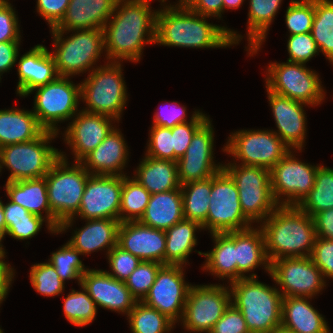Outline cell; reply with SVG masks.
Listing matches in <instances>:
<instances>
[{"label": "cell", "mask_w": 333, "mask_h": 333, "mask_svg": "<svg viewBox=\"0 0 333 333\" xmlns=\"http://www.w3.org/2000/svg\"><path fill=\"white\" fill-rule=\"evenodd\" d=\"M175 6L157 11L154 43L190 48H218L239 43L240 35L224 26L207 23L206 16L191 11L181 0Z\"/></svg>", "instance_id": "6da1fadb"}, {"label": "cell", "mask_w": 333, "mask_h": 333, "mask_svg": "<svg viewBox=\"0 0 333 333\" xmlns=\"http://www.w3.org/2000/svg\"><path fill=\"white\" fill-rule=\"evenodd\" d=\"M149 6V0L116 3L112 20L103 28L107 59L138 62L143 45L154 43L157 11Z\"/></svg>", "instance_id": "7a4b0ae2"}, {"label": "cell", "mask_w": 333, "mask_h": 333, "mask_svg": "<svg viewBox=\"0 0 333 333\" xmlns=\"http://www.w3.org/2000/svg\"><path fill=\"white\" fill-rule=\"evenodd\" d=\"M261 230L270 264L277 259L310 257L312 254L316 240L314 220L298 206L279 205L263 221Z\"/></svg>", "instance_id": "3957f363"}, {"label": "cell", "mask_w": 333, "mask_h": 333, "mask_svg": "<svg viewBox=\"0 0 333 333\" xmlns=\"http://www.w3.org/2000/svg\"><path fill=\"white\" fill-rule=\"evenodd\" d=\"M256 274L231 284V301L244 316L250 333H271L281 326L282 294L256 280Z\"/></svg>", "instance_id": "277c9868"}, {"label": "cell", "mask_w": 333, "mask_h": 333, "mask_svg": "<svg viewBox=\"0 0 333 333\" xmlns=\"http://www.w3.org/2000/svg\"><path fill=\"white\" fill-rule=\"evenodd\" d=\"M62 152L45 175L51 212L54 214V229L57 233L66 230L78 213L81 199L90 175L80 162L67 167Z\"/></svg>", "instance_id": "5b68a950"}, {"label": "cell", "mask_w": 333, "mask_h": 333, "mask_svg": "<svg viewBox=\"0 0 333 333\" xmlns=\"http://www.w3.org/2000/svg\"><path fill=\"white\" fill-rule=\"evenodd\" d=\"M57 133L45 130L38 138L25 142L9 144L0 148V171L3 166L11 171L7 182L44 177L60 152L47 145Z\"/></svg>", "instance_id": "8992f818"}, {"label": "cell", "mask_w": 333, "mask_h": 333, "mask_svg": "<svg viewBox=\"0 0 333 333\" xmlns=\"http://www.w3.org/2000/svg\"><path fill=\"white\" fill-rule=\"evenodd\" d=\"M124 83L118 61L93 69L80 84V98L88 105L87 109L82 111L119 120L127 101Z\"/></svg>", "instance_id": "52a82bcc"}, {"label": "cell", "mask_w": 333, "mask_h": 333, "mask_svg": "<svg viewBox=\"0 0 333 333\" xmlns=\"http://www.w3.org/2000/svg\"><path fill=\"white\" fill-rule=\"evenodd\" d=\"M65 32L52 30L55 61L58 76L69 77L89 69L105 49L102 29L76 30L73 36L62 39ZM57 50V51H56Z\"/></svg>", "instance_id": "ba28073f"}, {"label": "cell", "mask_w": 333, "mask_h": 333, "mask_svg": "<svg viewBox=\"0 0 333 333\" xmlns=\"http://www.w3.org/2000/svg\"><path fill=\"white\" fill-rule=\"evenodd\" d=\"M223 169L235 181L241 209L253 222L265 220L279 205L272 193L270 170L260 166L234 164Z\"/></svg>", "instance_id": "9c48e42d"}, {"label": "cell", "mask_w": 333, "mask_h": 333, "mask_svg": "<svg viewBox=\"0 0 333 333\" xmlns=\"http://www.w3.org/2000/svg\"><path fill=\"white\" fill-rule=\"evenodd\" d=\"M204 229L210 233L246 230L251 222L243 213L238 189L231 176L222 169L211 177V194Z\"/></svg>", "instance_id": "30bf717a"}, {"label": "cell", "mask_w": 333, "mask_h": 333, "mask_svg": "<svg viewBox=\"0 0 333 333\" xmlns=\"http://www.w3.org/2000/svg\"><path fill=\"white\" fill-rule=\"evenodd\" d=\"M266 86L269 91L307 105H318L324 99L318 75L303 63H271Z\"/></svg>", "instance_id": "8fae6325"}, {"label": "cell", "mask_w": 333, "mask_h": 333, "mask_svg": "<svg viewBox=\"0 0 333 333\" xmlns=\"http://www.w3.org/2000/svg\"><path fill=\"white\" fill-rule=\"evenodd\" d=\"M223 151L234 155L242 165L271 170L289 151L274 131L242 130L230 135Z\"/></svg>", "instance_id": "7c38bea8"}, {"label": "cell", "mask_w": 333, "mask_h": 333, "mask_svg": "<svg viewBox=\"0 0 333 333\" xmlns=\"http://www.w3.org/2000/svg\"><path fill=\"white\" fill-rule=\"evenodd\" d=\"M33 90H37L33 113L45 130L57 133V122L76 115L78 100L81 99L80 85L75 86L68 77L58 76L54 81Z\"/></svg>", "instance_id": "4fadbf2b"}, {"label": "cell", "mask_w": 333, "mask_h": 333, "mask_svg": "<svg viewBox=\"0 0 333 333\" xmlns=\"http://www.w3.org/2000/svg\"><path fill=\"white\" fill-rule=\"evenodd\" d=\"M231 292L222 285L191 286L182 316L192 332L209 333L231 304Z\"/></svg>", "instance_id": "5bb4252c"}, {"label": "cell", "mask_w": 333, "mask_h": 333, "mask_svg": "<svg viewBox=\"0 0 333 333\" xmlns=\"http://www.w3.org/2000/svg\"><path fill=\"white\" fill-rule=\"evenodd\" d=\"M270 275L281 285L283 297H312L325 285L321 270L311 257H294L274 260L270 264Z\"/></svg>", "instance_id": "9a60e30c"}, {"label": "cell", "mask_w": 333, "mask_h": 333, "mask_svg": "<svg viewBox=\"0 0 333 333\" xmlns=\"http://www.w3.org/2000/svg\"><path fill=\"white\" fill-rule=\"evenodd\" d=\"M182 265H163L149 292L142 300L174 324L183 316L184 306L192 285L185 283ZM180 312H182L180 314Z\"/></svg>", "instance_id": "2e32d148"}, {"label": "cell", "mask_w": 333, "mask_h": 333, "mask_svg": "<svg viewBox=\"0 0 333 333\" xmlns=\"http://www.w3.org/2000/svg\"><path fill=\"white\" fill-rule=\"evenodd\" d=\"M291 153L289 151L270 170L273 197L279 205L297 206L312 190L319 167L302 163L295 159ZM280 195L287 196V199L279 202Z\"/></svg>", "instance_id": "e0dca14e"}, {"label": "cell", "mask_w": 333, "mask_h": 333, "mask_svg": "<svg viewBox=\"0 0 333 333\" xmlns=\"http://www.w3.org/2000/svg\"><path fill=\"white\" fill-rule=\"evenodd\" d=\"M123 179L124 175H89L77 215L119 220Z\"/></svg>", "instance_id": "ac0fdd59"}, {"label": "cell", "mask_w": 333, "mask_h": 333, "mask_svg": "<svg viewBox=\"0 0 333 333\" xmlns=\"http://www.w3.org/2000/svg\"><path fill=\"white\" fill-rule=\"evenodd\" d=\"M208 119L193 135L185 154L177 161L178 179L181 185L201 181L214 176L223 169L214 165L213 128Z\"/></svg>", "instance_id": "d6986e66"}, {"label": "cell", "mask_w": 333, "mask_h": 333, "mask_svg": "<svg viewBox=\"0 0 333 333\" xmlns=\"http://www.w3.org/2000/svg\"><path fill=\"white\" fill-rule=\"evenodd\" d=\"M166 234L164 230L146 226L139 221L120 222L117 245L141 261L164 265Z\"/></svg>", "instance_id": "ffe728a7"}, {"label": "cell", "mask_w": 333, "mask_h": 333, "mask_svg": "<svg viewBox=\"0 0 333 333\" xmlns=\"http://www.w3.org/2000/svg\"><path fill=\"white\" fill-rule=\"evenodd\" d=\"M80 285L96 305L108 310L128 315L137 302L125 282L113 278L107 271L88 269L82 275Z\"/></svg>", "instance_id": "44dd1931"}, {"label": "cell", "mask_w": 333, "mask_h": 333, "mask_svg": "<svg viewBox=\"0 0 333 333\" xmlns=\"http://www.w3.org/2000/svg\"><path fill=\"white\" fill-rule=\"evenodd\" d=\"M113 118L81 111L70 123L65 134L68 145L73 149L76 162H80L93 151L114 128L110 120Z\"/></svg>", "instance_id": "7402d4cb"}, {"label": "cell", "mask_w": 333, "mask_h": 333, "mask_svg": "<svg viewBox=\"0 0 333 333\" xmlns=\"http://www.w3.org/2000/svg\"><path fill=\"white\" fill-rule=\"evenodd\" d=\"M267 93L278 128V133H275L289 148L301 150L306 135V118L302 106L305 103L273 93L268 89Z\"/></svg>", "instance_id": "603a6c76"}, {"label": "cell", "mask_w": 333, "mask_h": 333, "mask_svg": "<svg viewBox=\"0 0 333 333\" xmlns=\"http://www.w3.org/2000/svg\"><path fill=\"white\" fill-rule=\"evenodd\" d=\"M115 7V0H70L65 16L51 30H103Z\"/></svg>", "instance_id": "cb8c5ba5"}, {"label": "cell", "mask_w": 333, "mask_h": 333, "mask_svg": "<svg viewBox=\"0 0 333 333\" xmlns=\"http://www.w3.org/2000/svg\"><path fill=\"white\" fill-rule=\"evenodd\" d=\"M19 82L17 93L29 95L33 89L54 81L57 77L52 54L43 45H36L24 54L18 62Z\"/></svg>", "instance_id": "d4e9b609"}, {"label": "cell", "mask_w": 333, "mask_h": 333, "mask_svg": "<svg viewBox=\"0 0 333 333\" xmlns=\"http://www.w3.org/2000/svg\"><path fill=\"white\" fill-rule=\"evenodd\" d=\"M127 155L128 151L123 136L119 130L113 128L80 163L88 172L90 169L93 171H90V175L123 176L125 174H121L120 170L125 166Z\"/></svg>", "instance_id": "484cf974"}, {"label": "cell", "mask_w": 333, "mask_h": 333, "mask_svg": "<svg viewBox=\"0 0 333 333\" xmlns=\"http://www.w3.org/2000/svg\"><path fill=\"white\" fill-rule=\"evenodd\" d=\"M5 189L10 201L21 205L30 213L43 217L41 210H44L48 229L52 233H57L54 229V214L51 212L49 205L45 176L16 182H6Z\"/></svg>", "instance_id": "4316f807"}, {"label": "cell", "mask_w": 333, "mask_h": 333, "mask_svg": "<svg viewBox=\"0 0 333 333\" xmlns=\"http://www.w3.org/2000/svg\"><path fill=\"white\" fill-rule=\"evenodd\" d=\"M307 298L310 297L282 298L281 326L295 333H330L327 322Z\"/></svg>", "instance_id": "83f0119b"}, {"label": "cell", "mask_w": 333, "mask_h": 333, "mask_svg": "<svg viewBox=\"0 0 333 333\" xmlns=\"http://www.w3.org/2000/svg\"><path fill=\"white\" fill-rule=\"evenodd\" d=\"M183 219V198L180 187L171 191L151 194L139 222L165 231Z\"/></svg>", "instance_id": "f1b7e54d"}, {"label": "cell", "mask_w": 333, "mask_h": 333, "mask_svg": "<svg viewBox=\"0 0 333 333\" xmlns=\"http://www.w3.org/2000/svg\"><path fill=\"white\" fill-rule=\"evenodd\" d=\"M235 255L237 262V280L247 277L245 272L259 265L265 266L270 274V262L265 252L263 231L252 227L235 231Z\"/></svg>", "instance_id": "f546056e"}, {"label": "cell", "mask_w": 333, "mask_h": 333, "mask_svg": "<svg viewBox=\"0 0 333 333\" xmlns=\"http://www.w3.org/2000/svg\"><path fill=\"white\" fill-rule=\"evenodd\" d=\"M44 131L32 111L0 110V148L32 141Z\"/></svg>", "instance_id": "4dcf8cb0"}, {"label": "cell", "mask_w": 333, "mask_h": 333, "mask_svg": "<svg viewBox=\"0 0 333 333\" xmlns=\"http://www.w3.org/2000/svg\"><path fill=\"white\" fill-rule=\"evenodd\" d=\"M86 226L70 239L69 243L81 254L108 247V252L117 245L120 221L114 219H89Z\"/></svg>", "instance_id": "1f68e13d"}, {"label": "cell", "mask_w": 333, "mask_h": 333, "mask_svg": "<svg viewBox=\"0 0 333 333\" xmlns=\"http://www.w3.org/2000/svg\"><path fill=\"white\" fill-rule=\"evenodd\" d=\"M135 179L150 193H162L181 187L177 162L145 156ZM137 176V177H136Z\"/></svg>", "instance_id": "d6a6232c"}, {"label": "cell", "mask_w": 333, "mask_h": 333, "mask_svg": "<svg viewBox=\"0 0 333 333\" xmlns=\"http://www.w3.org/2000/svg\"><path fill=\"white\" fill-rule=\"evenodd\" d=\"M215 246L209 253L199 255L206 256L207 260L204 269L221 277H229L230 282L237 281V262L235 255V231L226 233H212Z\"/></svg>", "instance_id": "836d02e7"}, {"label": "cell", "mask_w": 333, "mask_h": 333, "mask_svg": "<svg viewBox=\"0 0 333 333\" xmlns=\"http://www.w3.org/2000/svg\"><path fill=\"white\" fill-rule=\"evenodd\" d=\"M198 222L183 219L165 230L166 243L164 265H183L196 245L195 230L201 229Z\"/></svg>", "instance_id": "e575fe53"}, {"label": "cell", "mask_w": 333, "mask_h": 333, "mask_svg": "<svg viewBox=\"0 0 333 333\" xmlns=\"http://www.w3.org/2000/svg\"><path fill=\"white\" fill-rule=\"evenodd\" d=\"M282 0H250L248 13L249 54L257 53Z\"/></svg>", "instance_id": "d590c367"}, {"label": "cell", "mask_w": 333, "mask_h": 333, "mask_svg": "<svg viewBox=\"0 0 333 333\" xmlns=\"http://www.w3.org/2000/svg\"><path fill=\"white\" fill-rule=\"evenodd\" d=\"M181 192L184 219L198 222L204 229V221L209 210L211 177L181 185Z\"/></svg>", "instance_id": "8d00e7d4"}, {"label": "cell", "mask_w": 333, "mask_h": 333, "mask_svg": "<svg viewBox=\"0 0 333 333\" xmlns=\"http://www.w3.org/2000/svg\"><path fill=\"white\" fill-rule=\"evenodd\" d=\"M297 206L311 217L333 208V169L318 167L312 190Z\"/></svg>", "instance_id": "74e56055"}, {"label": "cell", "mask_w": 333, "mask_h": 333, "mask_svg": "<svg viewBox=\"0 0 333 333\" xmlns=\"http://www.w3.org/2000/svg\"><path fill=\"white\" fill-rule=\"evenodd\" d=\"M311 34L319 52H323L333 64V1L315 0Z\"/></svg>", "instance_id": "f35d334b"}, {"label": "cell", "mask_w": 333, "mask_h": 333, "mask_svg": "<svg viewBox=\"0 0 333 333\" xmlns=\"http://www.w3.org/2000/svg\"><path fill=\"white\" fill-rule=\"evenodd\" d=\"M150 196L151 194L135 178L128 179V177L124 175L120 199L119 221H139L145 212ZM123 213H127L126 216Z\"/></svg>", "instance_id": "ab89813d"}, {"label": "cell", "mask_w": 333, "mask_h": 333, "mask_svg": "<svg viewBox=\"0 0 333 333\" xmlns=\"http://www.w3.org/2000/svg\"><path fill=\"white\" fill-rule=\"evenodd\" d=\"M127 317L132 333H168L174 325L165 315L142 301L136 302Z\"/></svg>", "instance_id": "60d3db41"}, {"label": "cell", "mask_w": 333, "mask_h": 333, "mask_svg": "<svg viewBox=\"0 0 333 333\" xmlns=\"http://www.w3.org/2000/svg\"><path fill=\"white\" fill-rule=\"evenodd\" d=\"M82 292L72 290L66 298H64V315L73 325L83 327L92 323L94 320L97 307L94 300L89 296L87 291Z\"/></svg>", "instance_id": "b9f144b4"}, {"label": "cell", "mask_w": 333, "mask_h": 333, "mask_svg": "<svg viewBox=\"0 0 333 333\" xmlns=\"http://www.w3.org/2000/svg\"><path fill=\"white\" fill-rule=\"evenodd\" d=\"M78 255L81 253L67 242L59 251L52 253L49 262L63 282L67 279H78L81 283L82 275L88 270L85 269Z\"/></svg>", "instance_id": "7bdbcfd3"}, {"label": "cell", "mask_w": 333, "mask_h": 333, "mask_svg": "<svg viewBox=\"0 0 333 333\" xmlns=\"http://www.w3.org/2000/svg\"><path fill=\"white\" fill-rule=\"evenodd\" d=\"M314 14L315 0H292L285 14L290 35L311 32Z\"/></svg>", "instance_id": "ee69618b"}, {"label": "cell", "mask_w": 333, "mask_h": 333, "mask_svg": "<svg viewBox=\"0 0 333 333\" xmlns=\"http://www.w3.org/2000/svg\"><path fill=\"white\" fill-rule=\"evenodd\" d=\"M162 266L159 262L141 261L125 280V285L137 301L145 298Z\"/></svg>", "instance_id": "f6af8a7d"}, {"label": "cell", "mask_w": 333, "mask_h": 333, "mask_svg": "<svg viewBox=\"0 0 333 333\" xmlns=\"http://www.w3.org/2000/svg\"><path fill=\"white\" fill-rule=\"evenodd\" d=\"M30 280L38 293L48 297L59 295L64 288V282L50 262L33 265Z\"/></svg>", "instance_id": "bcb514c9"}, {"label": "cell", "mask_w": 333, "mask_h": 333, "mask_svg": "<svg viewBox=\"0 0 333 333\" xmlns=\"http://www.w3.org/2000/svg\"><path fill=\"white\" fill-rule=\"evenodd\" d=\"M203 113L195 111L190 122L175 125L172 130L174 162L182 157L190 145L191 139L195 132L208 120Z\"/></svg>", "instance_id": "7dc6e473"}, {"label": "cell", "mask_w": 333, "mask_h": 333, "mask_svg": "<svg viewBox=\"0 0 333 333\" xmlns=\"http://www.w3.org/2000/svg\"><path fill=\"white\" fill-rule=\"evenodd\" d=\"M146 156L174 161L173 136L171 128L152 126Z\"/></svg>", "instance_id": "c3c4849f"}, {"label": "cell", "mask_w": 333, "mask_h": 333, "mask_svg": "<svg viewBox=\"0 0 333 333\" xmlns=\"http://www.w3.org/2000/svg\"><path fill=\"white\" fill-rule=\"evenodd\" d=\"M289 58L287 61L306 64L319 49L311 32L290 35L287 43Z\"/></svg>", "instance_id": "681fc988"}, {"label": "cell", "mask_w": 333, "mask_h": 333, "mask_svg": "<svg viewBox=\"0 0 333 333\" xmlns=\"http://www.w3.org/2000/svg\"><path fill=\"white\" fill-rule=\"evenodd\" d=\"M110 268L113 273L107 272L113 278L124 281L136 269L141 260L130 252L123 250L118 245L114 246L108 253Z\"/></svg>", "instance_id": "f907efd6"}, {"label": "cell", "mask_w": 333, "mask_h": 333, "mask_svg": "<svg viewBox=\"0 0 333 333\" xmlns=\"http://www.w3.org/2000/svg\"><path fill=\"white\" fill-rule=\"evenodd\" d=\"M310 257L323 277L333 278V240L316 237Z\"/></svg>", "instance_id": "816d5d0a"}, {"label": "cell", "mask_w": 333, "mask_h": 333, "mask_svg": "<svg viewBox=\"0 0 333 333\" xmlns=\"http://www.w3.org/2000/svg\"><path fill=\"white\" fill-rule=\"evenodd\" d=\"M209 333H250L244 316L233 305L226 309L223 316L216 322Z\"/></svg>", "instance_id": "f5cc1de1"}, {"label": "cell", "mask_w": 333, "mask_h": 333, "mask_svg": "<svg viewBox=\"0 0 333 333\" xmlns=\"http://www.w3.org/2000/svg\"><path fill=\"white\" fill-rule=\"evenodd\" d=\"M45 217L34 215L31 219L11 220V223L6 227V233L14 239L24 240L33 237L43 224Z\"/></svg>", "instance_id": "db71d44e"}, {"label": "cell", "mask_w": 333, "mask_h": 333, "mask_svg": "<svg viewBox=\"0 0 333 333\" xmlns=\"http://www.w3.org/2000/svg\"><path fill=\"white\" fill-rule=\"evenodd\" d=\"M17 19L11 4H0V42L20 41Z\"/></svg>", "instance_id": "11a10c76"}, {"label": "cell", "mask_w": 333, "mask_h": 333, "mask_svg": "<svg viewBox=\"0 0 333 333\" xmlns=\"http://www.w3.org/2000/svg\"><path fill=\"white\" fill-rule=\"evenodd\" d=\"M70 0H37V12L47 20L51 29L65 16Z\"/></svg>", "instance_id": "9f6ffc18"}, {"label": "cell", "mask_w": 333, "mask_h": 333, "mask_svg": "<svg viewBox=\"0 0 333 333\" xmlns=\"http://www.w3.org/2000/svg\"><path fill=\"white\" fill-rule=\"evenodd\" d=\"M176 104H177V102L173 106H172V104H171V106L168 105L169 110H167V112H165V113H161L160 111L157 112L154 115L153 126H161L164 128H173L177 124L185 123L186 122V119H185L186 109H185V107H179Z\"/></svg>", "instance_id": "6f0895ef"}, {"label": "cell", "mask_w": 333, "mask_h": 333, "mask_svg": "<svg viewBox=\"0 0 333 333\" xmlns=\"http://www.w3.org/2000/svg\"><path fill=\"white\" fill-rule=\"evenodd\" d=\"M191 11L206 17L219 16L224 10L223 0H181Z\"/></svg>", "instance_id": "680465c9"}, {"label": "cell", "mask_w": 333, "mask_h": 333, "mask_svg": "<svg viewBox=\"0 0 333 333\" xmlns=\"http://www.w3.org/2000/svg\"><path fill=\"white\" fill-rule=\"evenodd\" d=\"M313 220L316 237L333 240V208L317 213Z\"/></svg>", "instance_id": "91938a15"}, {"label": "cell", "mask_w": 333, "mask_h": 333, "mask_svg": "<svg viewBox=\"0 0 333 333\" xmlns=\"http://www.w3.org/2000/svg\"><path fill=\"white\" fill-rule=\"evenodd\" d=\"M18 48L19 41L0 42V74L10 70L17 62Z\"/></svg>", "instance_id": "94428289"}, {"label": "cell", "mask_w": 333, "mask_h": 333, "mask_svg": "<svg viewBox=\"0 0 333 333\" xmlns=\"http://www.w3.org/2000/svg\"><path fill=\"white\" fill-rule=\"evenodd\" d=\"M3 211L6 227L11 223V220L31 219L34 216L27 209L12 201L6 205L3 204Z\"/></svg>", "instance_id": "6125c7cd"}, {"label": "cell", "mask_w": 333, "mask_h": 333, "mask_svg": "<svg viewBox=\"0 0 333 333\" xmlns=\"http://www.w3.org/2000/svg\"><path fill=\"white\" fill-rule=\"evenodd\" d=\"M0 258V303L6 298L13 276L12 267Z\"/></svg>", "instance_id": "be15d7a7"}, {"label": "cell", "mask_w": 333, "mask_h": 333, "mask_svg": "<svg viewBox=\"0 0 333 333\" xmlns=\"http://www.w3.org/2000/svg\"><path fill=\"white\" fill-rule=\"evenodd\" d=\"M6 233V222L4 218L3 203L0 200V240L2 241Z\"/></svg>", "instance_id": "e7e4bbea"}, {"label": "cell", "mask_w": 333, "mask_h": 333, "mask_svg": "<svg viewBox=\"0 0 333 333\" xmlns=\"http://www.w3.org/2000/svg\"><path fill=\"white\" fill-rule=\"evenodd\" d=\"M244 0H223L224 9L225 8H238L241 6Z\"/></svg>", "instance_id": "03108f58"}, {"label": "cell", "mask_w": 333, "mask_h": 333, "mask_svg": "<svg viewBox=\"0 0 333 333\" xmlns=\"http://www.w3.org/2000/svg\"><path fill=\"white\" fill-rule=\"evenodd\" d=\"M271 333H295L289 329H286L283 326L276 327Z\"/></svg>", "instance_id": "003e7915"}, {"label": "cell", "mask_w": 333, "mask_h": 333, "mask_svg": "<svg viewBox=\"0 0 333 333\" xmlns=\"http://www.w3.org/2000/svg\"><path fill=\"white\" fill-rule=\"evenodd\" d=\"M116 1V3H122V2H139V1H145V0H115ZM165 0H162V2H164Z\"/></svg>", "instance_id": "a7ac6f4b"}, {"label": "cell", "mask_w": 333, "mask_h": 333, "mask_svg": "<svg viewBox=\"0 0 333 333\" xmlns=\"http://www.w3.org/2000/svg\"><path fill=\"white\" fill-rule=\"evenodd\" d=\"M5 255V251L2 248L1 240H0V258H2Z\"/></svg>", "instance_id": "89a4df30"}, {"label": "cell", "mask_w": 333, "mask_h": 333, "mask_svg": "<svg viewBox=\"0 0 333 333\" xmlns=\"http://www.w3.org/2000/svg\"><path fill=\"white\" fill-rule=\"evenodd\" d=\"M0 4H10L8 0H0Z\"/></svg>", "instance_id": "2644e50d"}]
</instances>
